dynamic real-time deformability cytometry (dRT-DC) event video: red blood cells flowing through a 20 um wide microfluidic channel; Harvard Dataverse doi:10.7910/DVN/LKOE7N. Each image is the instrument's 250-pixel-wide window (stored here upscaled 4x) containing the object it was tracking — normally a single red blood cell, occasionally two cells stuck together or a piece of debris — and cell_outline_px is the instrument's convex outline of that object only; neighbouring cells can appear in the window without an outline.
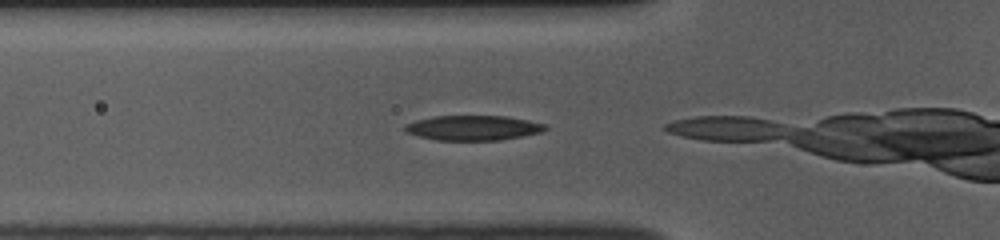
{"species": "common noctule bat (a hibernating species)", "species_latin": "Nyctalus noctula", "temperature_condition": "room temperature", "stored_images_in_passage": 3, "camera_frame_rate_fps": 3000, "um_per_image_px": 0.085, "animal": {"sex": "female", "body_mass_g": 10.0, "forearm_length_mm": 53.1}, "frame": {"image": 1, "passage_image": 2, "time_ms": 0.333, "image_size_px": [1000, 240], "cell_outline_px": [[548, 128], [544, 132], [524, 136], [500, 140], [436, 140], [404, 132], [400, 128], [404, 124], [416, 120], [432, 116], [508, 116], [528, 120], [544, 124]], "centroid_in_image_um": [40.19, 10.86], "position_along_channel_um": 85.6, "area_um2": 20.63}}